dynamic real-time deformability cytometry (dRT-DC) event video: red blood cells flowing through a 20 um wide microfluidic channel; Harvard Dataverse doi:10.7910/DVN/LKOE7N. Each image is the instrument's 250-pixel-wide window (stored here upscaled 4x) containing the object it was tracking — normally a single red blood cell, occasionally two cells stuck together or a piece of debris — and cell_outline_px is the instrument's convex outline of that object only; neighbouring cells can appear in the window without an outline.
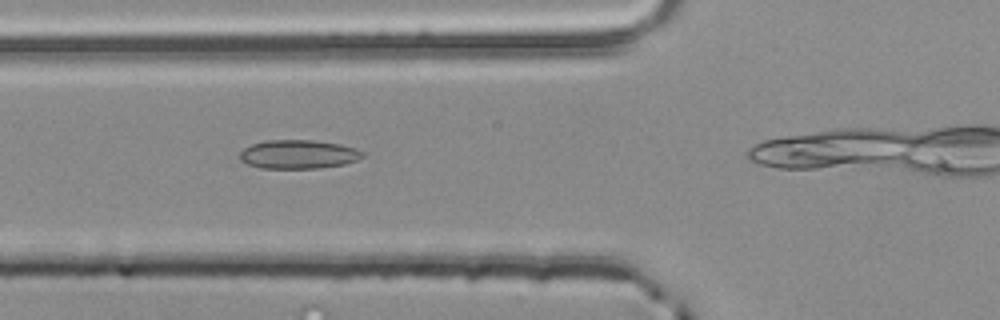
{"species": "common noctule bat (a hibernating species)", "species_latin": "Nyctalus noctula", "temperature_condition": "room temperature", "stored_images_in_passage": 8, "segment_of_instrument_passage": [2, 2], "camera_frame_rate_fps": 3000, "um_per_image_px": 0.085, "animal": {"sex": "male", "body_mass_g": 20.4}, "frame": {"image": 1, "passage_image": 6, "time_ms": 1.667, "image_size_px": [1000, 320], "cell_outline_px": [[364, 156], [356, 160], [344, 164], [320, 168], [260, 168], [248, 164], [240, 160], [240, 152], [244, 148], [252, 144], [264, 140], [316, 140], [340, 144], [356, 148], [364, 152]], "centroid_in_image_um": [25.37, 13.11], "position_along_channel_um": 100.4, "area_um2": 20.69}}
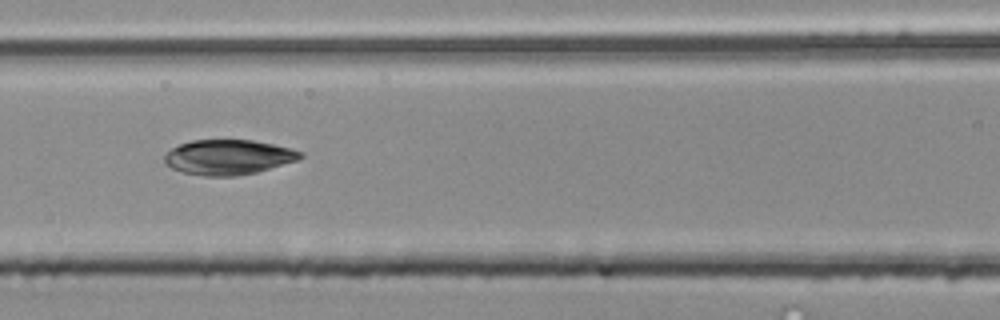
{"frame": {"image": 2, "passage_image": 8, "time_ms": 2.333, "image_size_px": [1000, 320], "cell_outline_px": [[304, 156], [296, 160], [256, 172], [236, 176], [204, 176], [184, 172], [172, 168], [164, 160], [164, 156], [172, 148], [180, 144], [192, 140], [252, 140], [272, 144], [304, 152]], "centroid_in_image_um": [19.4, 13.35], "position_along_channel_um": 147.2, "area_um2": 27.34}}